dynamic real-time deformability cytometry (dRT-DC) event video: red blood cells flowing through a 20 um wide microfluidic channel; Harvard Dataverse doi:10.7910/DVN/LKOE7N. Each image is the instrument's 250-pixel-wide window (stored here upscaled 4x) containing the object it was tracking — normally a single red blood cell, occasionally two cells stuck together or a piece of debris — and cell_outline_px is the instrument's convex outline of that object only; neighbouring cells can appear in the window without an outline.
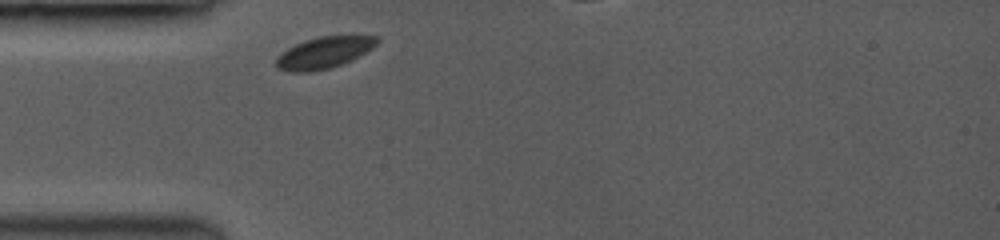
{"species": "common noctule bat (a hibernating species)", "species_latin": "Nyctalus noctula", "temperature_condition": "room temperature", "stored_images_in_passage": 33, "camera_frame_rate_fps": 3500, "um_per_image_px": 0.085, "animal": {"sex": "female", "body_mass_g": 19.0, "forearm_length_mm": 53.3}, "frame": {"image": 1, "passage_image": 1, "time_ms": 0.0, "image_size_px": [1000, 240], "cell_outline_px": [[380, 40], [372, 48], [340, 64], [328, 68], [312, 72], [292, 72], [276, 68], [276, 56], [288, 48], [304, 40], [320, 36], [380, 36]], "centroid_in_image_um": [27.49, 4.47], "position_along_channel_um": 57.5, "area_um2": 18.21}}
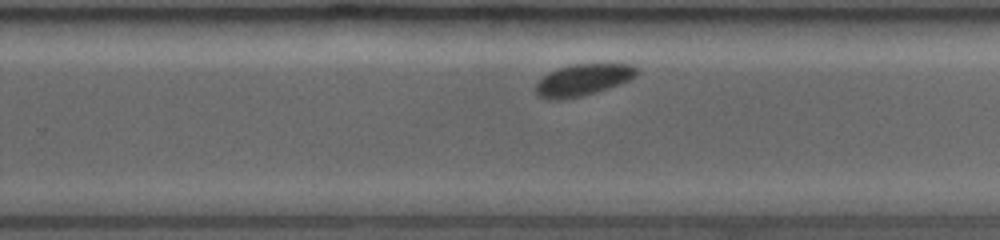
{"frame": {"image": 2, "passage_image": 21, "time_ms": 5.714, "image_size_px": [1000, 240], "cell_outline_px": [[636, 76], [628, 80], [580, 96], [540, 96], [536, 92], [536, 84], [548, 72], [572, 64], [632, 64], [636, 68]], "centroid_in_image_um": [49.59, 6.72], "position_along_channel_um": 280.2, "area_um2": 17.28}}
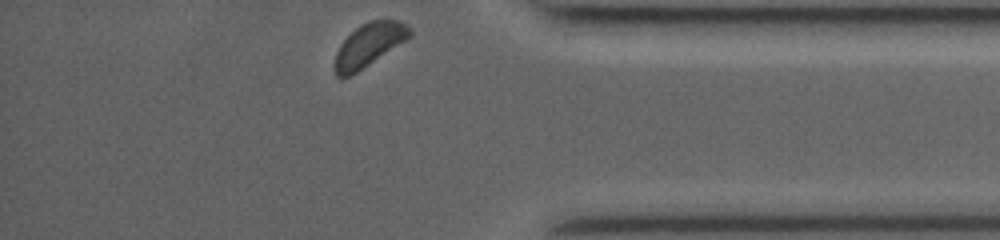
{"frame": {"image": 3, "passage_image": 33, "time_ms": 9.143, "image_size_px": [1000, 240], "cell_outline_px": [[412, 32], [404, 40], [356, 72], [348, 76], [336, 76], [332, 68], [332, 64], [336, 52], [340, 44], [360, 24], [372, 20], [396, 20], [404, 24]], "centroid_in_image_um": [31.26, 3.82], "position_along_channel_um": 403.9, "area_um2": 18.21}, "authors_computed_cell_mechanics": {"area_um2": 18.7272, "velocity_mm_per_s": 3.8116, "shape_relaxation_time_tau1_ms": 1.1174, "shape_relaxation_time_tau2_ms": null, "deformation_change_tau1": 0.0491, "deformation_change_tau2": null}}